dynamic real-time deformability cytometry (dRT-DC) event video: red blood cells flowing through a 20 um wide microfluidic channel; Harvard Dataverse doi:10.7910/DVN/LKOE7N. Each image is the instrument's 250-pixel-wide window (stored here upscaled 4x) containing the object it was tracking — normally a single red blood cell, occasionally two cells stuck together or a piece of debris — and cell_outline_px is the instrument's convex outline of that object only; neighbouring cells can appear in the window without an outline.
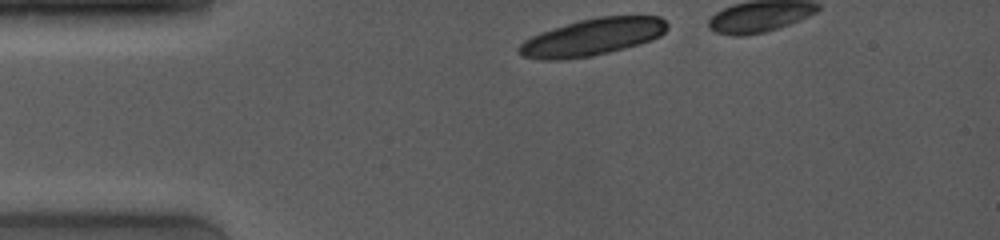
{"species": "common noctule bat (a hibernating species)", "species_latin": "Nyctalus noctula", "temperature_condition": "room temperature", "stored_images_in_passage": 5, "camera_frame_rate_fps": 4000, "um_per_image_px": 0.085, "animal": {"sex": "female", "body_mass_g": 19.0, "forearm_length_mm": 53.3}, "frame": {"image": 1, "passage_image": 1, "time_ms": 0.0, "image_size_px": [1000, 240], "cell_outline_px": [[668, 28], [660, 36], [640, 44], [592, 56], [560, 60], [544, 60], [524, 56], [516, 48], [524, 40], [540, 32], [552, 28], [580, 20], [596, 16], [660, 16], [668, 24]], "centroid_in_image_um": [50.36, 3.15], "position_along_channel_um": 34.6, "area_um2": 31.91}}